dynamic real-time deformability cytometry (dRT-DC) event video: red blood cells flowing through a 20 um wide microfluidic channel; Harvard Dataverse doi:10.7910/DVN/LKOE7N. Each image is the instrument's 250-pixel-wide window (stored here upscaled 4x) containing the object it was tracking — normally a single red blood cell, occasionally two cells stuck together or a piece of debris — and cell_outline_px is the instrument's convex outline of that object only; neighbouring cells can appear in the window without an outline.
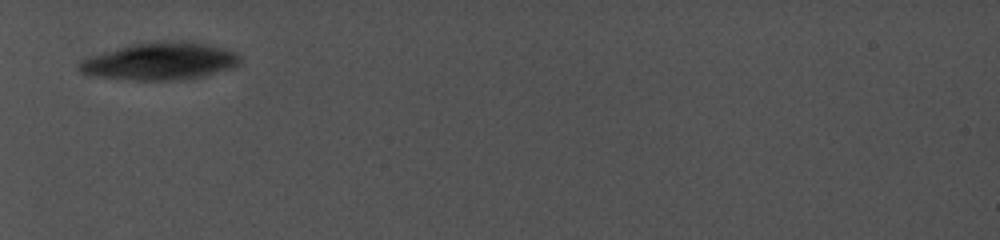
{"species": "common noctule bat (a hibernating species)", "species_latin": "Nyctalus noctula", "temperature_condition": "cold", "stored_images_in_passage": 10, "camera_frame_rate_fps": 5000, "um_per_image_px": 0.085, "animal": {"sex": "female", "body_mass_g": 19.0, "forearm_length_mm": 56.7}, "frame": {"image": 1, "passage_image": 1, "time_ms": 0.0, "image_size_px": [1000, 240], "cell_outline_px": [[240, 64], [232, 68], [204, 76], [180, 80], [132, 80], [88, 76], [80, 72], [76, 68], [76, 64], [80, 60], [104, 52], [132, 44], [160, 40], [172, 40], [208, 44], [224, 48], [236, 52], [240, 56]], "centroid_in_image_um": [13.58, 5.21], "position_along_channel_um": 71.4, "area_um2": 35.43}}